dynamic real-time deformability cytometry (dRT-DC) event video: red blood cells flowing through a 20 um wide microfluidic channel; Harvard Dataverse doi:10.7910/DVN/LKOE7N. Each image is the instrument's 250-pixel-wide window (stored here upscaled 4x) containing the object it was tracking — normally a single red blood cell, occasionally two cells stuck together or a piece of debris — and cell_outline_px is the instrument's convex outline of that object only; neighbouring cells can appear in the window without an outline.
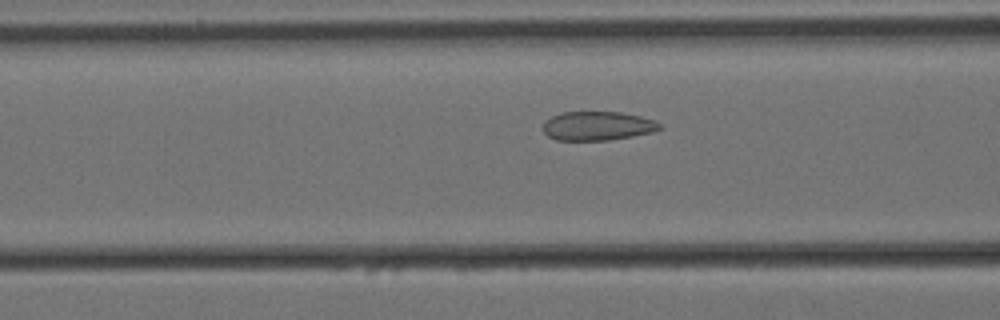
{"species": "Egyptian fruit bat (a non-hibernating species)", "species_latin": "Rousettus aegyptiacus", "temperature_condition": "cold", "stored_images_in_passage": 56, "camera_frame_rate_fps": 3000, "um_per_image_px": 0.085, "animal": {"sex": "female"}, "frame": {"image": 1, "passage_image": 19, "time_ms": 6.0, "image_size_px": [1000, 320], "cell_outline_px": [[664, 128], [652, 132], [632, 136], [608, 140], [556, 140], [548, 136], [544, 132], [544, 120], [560, 112], [620, 112], [640, 116], [652, 120], [660, 124]], "centroid_in_image_um": [50.77, 10.7], "position_along_channel_um": 115.8, "area_um2": 19.65}}
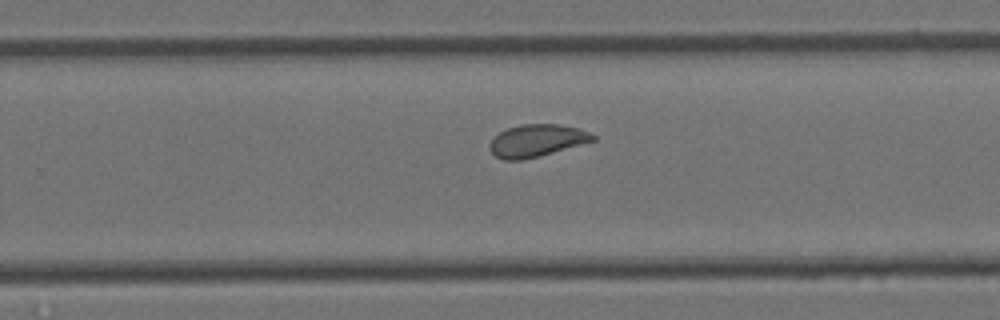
{"frame": {"image": 2, "passage_image": 34, "time_ms": 11.0, "image_size_px": [1000, 320], "cell_outline_px": [[596, 140], [540, 156], [520, 160], [504, 160], [496, 156], [488, 148], [488, 144], [500, 132], [508, 128], [520, 124], [556, 124], [580, 128], [596, 136]], "centroid_in_image_um": [45.62, 11.95], "position_along_channel_um": 284.2, "area_um2": 19.36}}
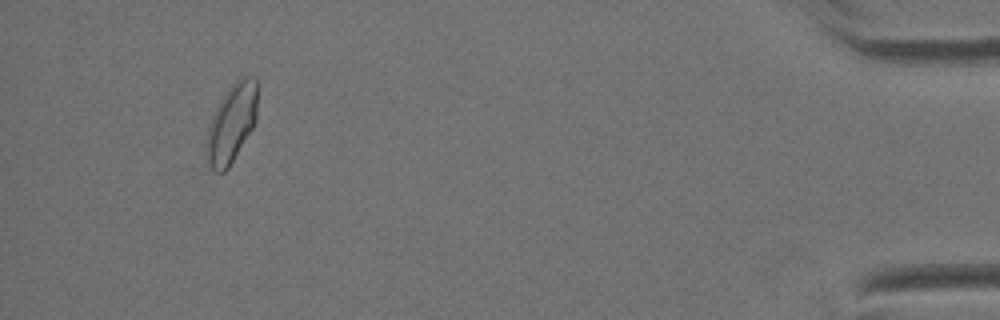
{"frame": {"image": 3, "passage_image": 52, "time_ms": 17.0, "image_size_px": [1000, 320], "cell_outline_px": [[256, 120], [252, 128], [228, 168], [224, 172], [216, 172], [208, 164], [204, 156], [208, 128], [212, 116], [220, 100], [228, 88], [236, 80], [244, 76], [256, 76]], "centroid_in_image_um": [19.65, 10.49], "position_along_channel_um": 415.5, "area_um2": 23.18}, "authors_computed_cell_mechanics": {"area_um2": 20.2589, "velocity_mm_per_s": 3.378, "shape_relaxation_time_tau1_ms": null, "shape_relaxation_time_tau2_ms": 0.8637, "deformation_change_tau1": null, "deformation_change_tau2": 0.0606}}